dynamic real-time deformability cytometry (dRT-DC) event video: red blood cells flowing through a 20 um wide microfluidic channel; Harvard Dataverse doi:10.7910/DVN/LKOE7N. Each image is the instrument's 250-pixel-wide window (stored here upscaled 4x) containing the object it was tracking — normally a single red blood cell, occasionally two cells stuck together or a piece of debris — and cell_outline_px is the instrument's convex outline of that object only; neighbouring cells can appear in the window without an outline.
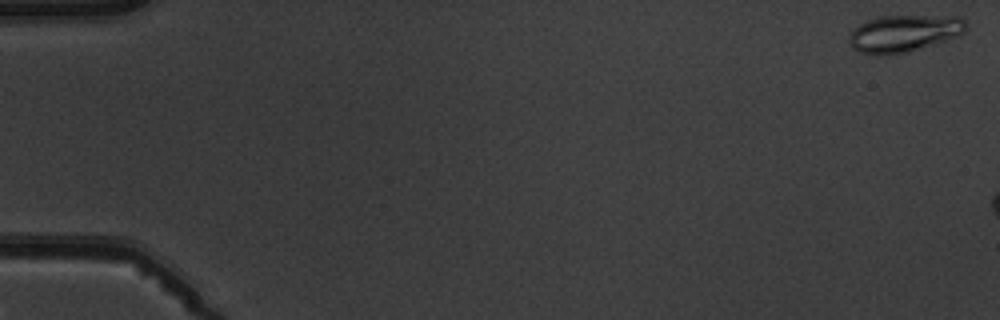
{"species": "common noctule bat (a hibernating species)", "species_latin": "Nyctalus noctula", "temperature_condition": "warm", "stored_images_in_passage": 3, "camera_frame_rate_fps": 3000, "um_per_image_px": 0.085, "animal": {"sex": "male", "body_mass_g": 19.5, "forearm_length_mm": 54.6}, "frame": {"image": 1, "passage_image": 1, "time_ms": 0.0, "image_size_px": [1000, 320], "cell_outline_px": [[968, 28], [964, 32], [956, 36], [932, 44], [904, 52], [880, 56], [860, 52], [852, 48], [848, 40], [848, 36], [860, 24], [868, 20], [880, 16], [960, 16], [964, 20]], "centroid_in_image_um": [76.82, 2.83], "position_along_channel_um": 8.2, "area_um2": 24.91}}